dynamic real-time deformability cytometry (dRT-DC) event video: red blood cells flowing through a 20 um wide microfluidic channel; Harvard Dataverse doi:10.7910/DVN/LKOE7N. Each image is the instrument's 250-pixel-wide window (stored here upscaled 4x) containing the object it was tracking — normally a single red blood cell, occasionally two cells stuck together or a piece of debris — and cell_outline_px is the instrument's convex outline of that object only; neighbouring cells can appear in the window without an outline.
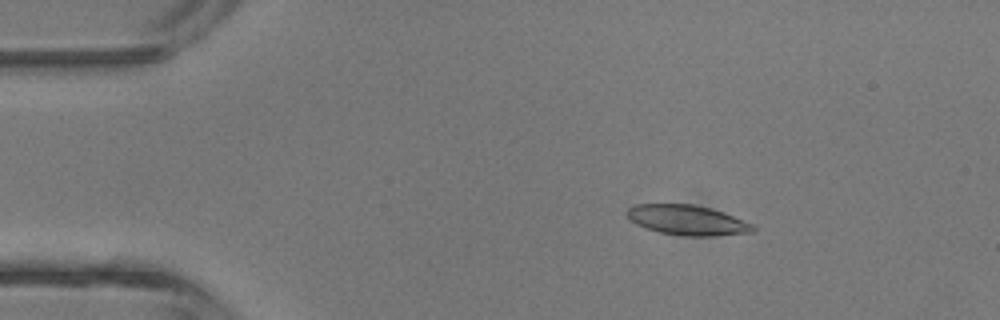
{"species": "common noctule bat (a hibernating species)", "species_latin": "Nyctalus noctula", "temperature_condition": "room temperature", "stored_images_in_passage": 4, "camera_frame_rate_fps": 3000, "um_per_image_px": 0.085, "animal": {"sex": "male", "body_mass_g": 13.3}, "frame": {"image": 1, "passage_image": 2, "time_ms": 1.0, "image_size_px": [1000, 320], "cell_outline_px": [[756, 232], [712, 236], [684, 236], [660, 232], [644, 228], [628, 220], [628, 208], [636, 204], [692, 204], [712, 208], [724, 212], [752, 224], [756, 228]], "centroid_in_image_um": [58.43, 18.71], "position_along_channel_um": 26.6, "area_um2": 22.14}}
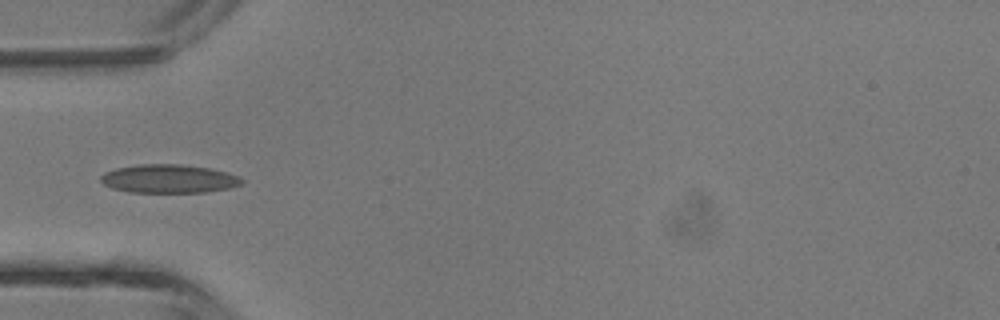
{"frame": {"image": 2, "passage_image": 3, "time_ms": 3.333, "image_size_px": [1000, 320], "cell_outline_px": [[244, 184], [232, 188], [204, 192], [128, 192], [112, 188], [104, 184], [100, 180], [100, 176], [104, 172], [116, 168], [140, 164], [180, 164], [208, 168], [240, 176], [244, 180]], "centroid_in_image_um": [14.36, 15.2], "position_along_channel_um": 70.6, "area_um2": 23.52}}
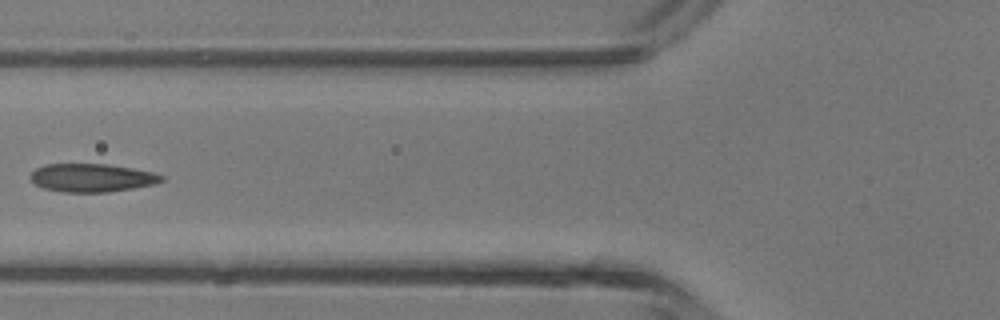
{"frame": {"image": 3, "passage_image": 4, "time_ms": 4.333, "image_size_px": [1000, 320], "cell_outline_px": [[164, 180], [156, 184], [108, 192], [64, 192], [44, 188], [36, 184], [28, 176], [36, 168], [44, 164], [108, 164], [132, 168], [152, 172], [164, 176]], "centroid_in_image_um": [7.81, 15.11], "position_along_channel_um": 118.0, "area_um2": 21.56}}